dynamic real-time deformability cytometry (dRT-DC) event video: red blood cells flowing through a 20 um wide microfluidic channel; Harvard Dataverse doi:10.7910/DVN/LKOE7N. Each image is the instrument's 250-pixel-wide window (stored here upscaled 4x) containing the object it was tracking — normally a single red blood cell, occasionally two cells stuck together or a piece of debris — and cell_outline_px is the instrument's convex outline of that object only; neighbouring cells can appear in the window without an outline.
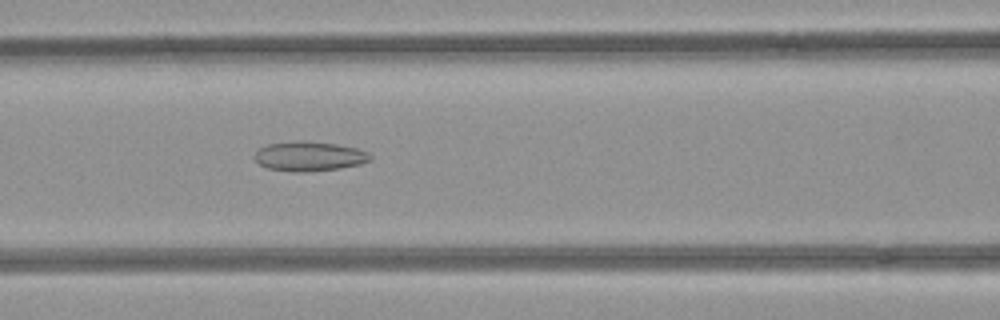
{"species": "common noctule bat (a hibernating species)", "species_latin": "Nyctalus noctula", "temperature_condition": "room temperature", "stored_images_in_passage": 39, "camera_frame_rate_fps": 3000, "um_per_image_px": 0.085, "animal": {"sex": "female", "body_mass_g": 21.9}, "frame": {"image": 1, "passage_image": 14, "time_ms": 4.333, "image_size_px": [1000, 320], "cell_outline_px": [[372, 160], [360, 164], [340, 168], [304, 172], [292, 172], [268, 168], [260, 164], [252, 156], [260, 148], [268, 144], [296, 140], [304, 140], [336, 144], [356, 148], [368, 152], [372, 156]], "centroid_in_image_um": [26.29, 13.28], "position_along_channel_um": 140.3, "area_um2": 20.06}}
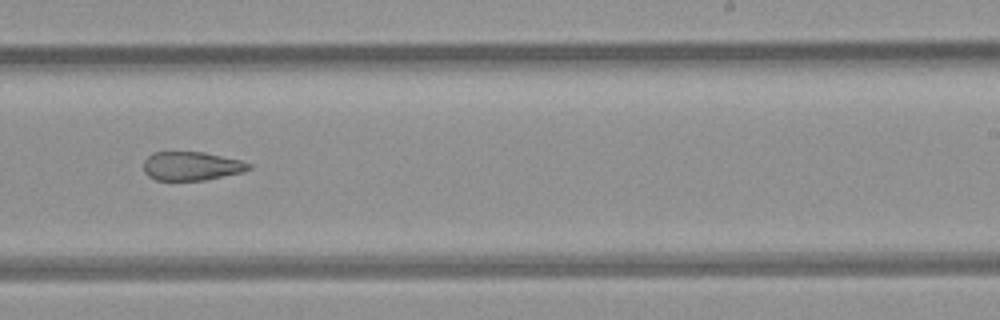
{"frame": {"image": 2, "passage_image": 24, "time_ms": 7.667, "image_size_px": [1000, 320], "cell_outline_px": [[252, 168], [244, 172], [204, 180], [156, 180], [148, 176], [144, 172], [144, 160], [152, 152], [204, 152], [240, 160], [252, 164]], "centroid_in_image_um": [16.28, 14.11], "position_along_channel_um": 272.7, "area_um2": 17.69}}
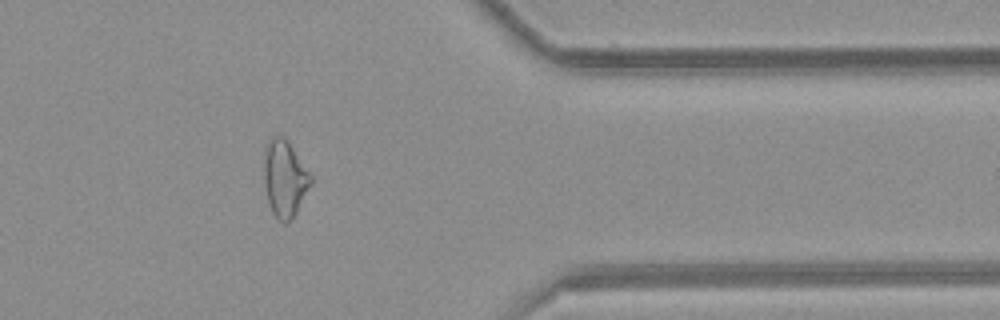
{"frame": {"image": 3, "passage_image": 34, "time_ms": 11.0, "image_size_px": [1000, 320], "cell_outline_px": [[312, 184], [296, 212], [284, 224], [272, 212], [268, 204], [264, 184], [264, 152], [268, 140], [272, 136], [280, 136], [292, 148], [312, 176]], "centroid_in_image_um": [24.18, 15.19], "position_along_channel_um": 387.2, "area_um2": 20.52}}